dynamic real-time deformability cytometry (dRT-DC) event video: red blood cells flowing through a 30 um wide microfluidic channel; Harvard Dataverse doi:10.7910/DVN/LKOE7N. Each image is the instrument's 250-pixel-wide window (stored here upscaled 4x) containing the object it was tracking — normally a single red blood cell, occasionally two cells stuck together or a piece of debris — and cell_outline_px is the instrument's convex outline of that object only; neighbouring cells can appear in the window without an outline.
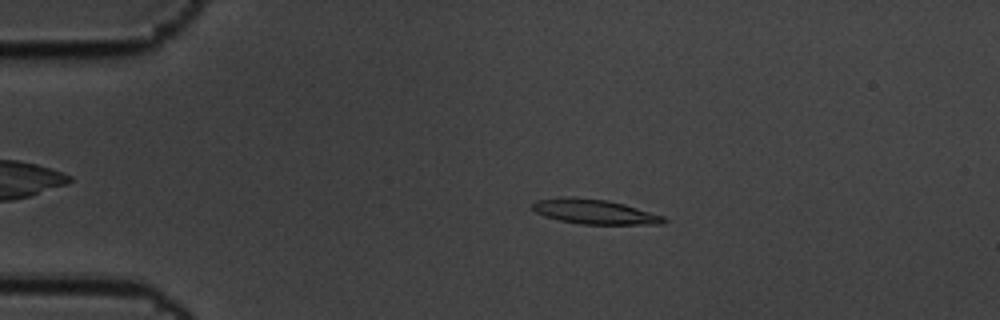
{"species": "common noctule bat (a hibernating species)", "species_latin": "Nyctalus noctula", "temperature_condition": "cold", "stored_images_in_passage": 47, "camera_frame_rate_fps": 3000, "um_per_image_px": 0.085, "animal": {"sex": "male", "body_mass_g": 19.5, "forearm_length_mm": 54.6}, "frame": {"image": 1, "passage_image": 1, "time_ms": 0.0, "image_size_px": [1000, 320], "cell_outline_px": [[668, 220], [660, 224], [580, 224], [560, 220], [544, 216], [536, 212], [532, 208], [532, 204], [536, 200], [568, 196], [572, 196], [608, 200], [624, 204], [664, 216]], "centroid_in_image_um": [50.52, 17.98], "position_along_channel_um": 34.5, "area_um2": 18.9}}
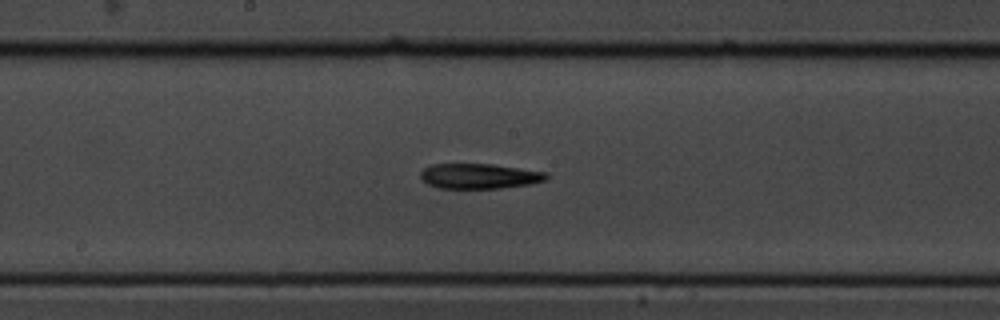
{"frame": {"image": 2, "passage_image": 20, "time_ms": 6.333, "image_size_px": [1000, 320], "cell_outline_px": [[548, 176], [544, 180], [532, 184], [500, 188], [436, 188], [420, 180], [420, 172], [424, 168], [432, 164], [492, 164], [548, 172]], "centroid_in_image_um": [40.72, 14.97], "position_along_channel_um": 207.5, "area_um2": 18.55}}
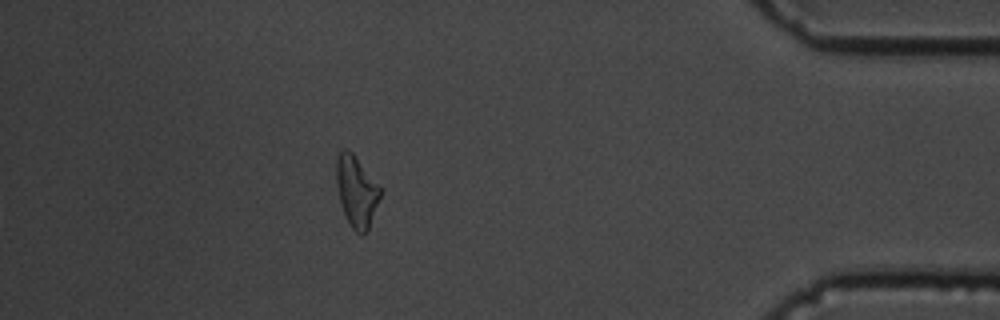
{"frame": {"image": 3, "passage_image": 41, "time_ms": 13.333, "image_size_px": [1000, 320], "cell_outline_px": [[384, 188], [368, 232], [356, 232], [352, 228], [340, 204], [336, 184], [336, 156], [344, 148], [348, 148], [352, 152]], "centroid_in_image_um": [30.33, 16.22], "position_along_channel_um": 404.9, "area_um2": 18.67}, "authors_computed_cell_mechanics": {"area_um2": 18.4382, "velocity_mm_per_s": 3.4253, "shape_relaxation_time_tau1_ms": 3.9596, "shape_relaxation_time_tau2_ms": null, "deformation_change_tau1": 0.1673, "deformation_change_tau2": null}}